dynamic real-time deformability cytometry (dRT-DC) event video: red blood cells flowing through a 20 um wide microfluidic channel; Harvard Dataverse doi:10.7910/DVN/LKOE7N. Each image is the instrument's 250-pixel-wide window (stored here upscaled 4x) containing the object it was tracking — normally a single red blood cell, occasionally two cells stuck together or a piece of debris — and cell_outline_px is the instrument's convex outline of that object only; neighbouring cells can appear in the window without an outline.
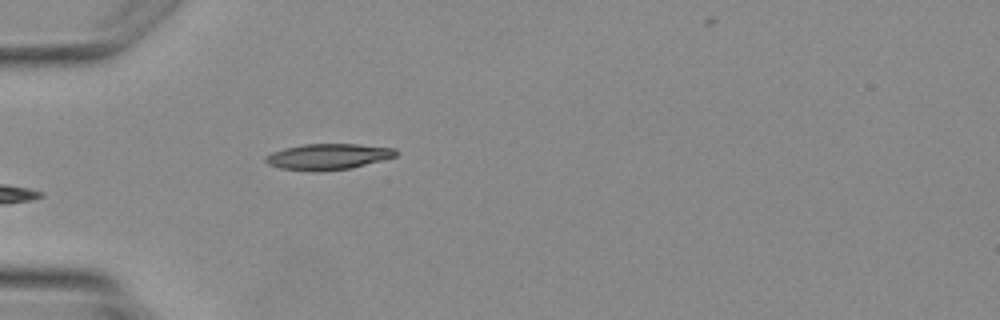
{"species": "Egyptian fruit bat (a non-hibernating species)", "species_latin": "Rousettus aegyptiacus", "temperature_condition": "warm", "stored_images_in_passage": 5, "camera_frame_rate_fps": 3000, "um_per_image_px": 0.085, "animal": {"sex": "female"}, "frame": {"image": 1, "passage_image": 5, "time_ms": 5.667, "image_size_px": [1000, 320], "cell_outline_px": [[396, 156], [384, 160], [348, 168], [280, 168], [268, 164], [264, 160], [264, 156], [272, 152], [284, 148], [304, 144], [360, 144], [396, 148]], "centroid_in_image_um": [27.92, 13.25], "position_along_channel_um": 57.1, "area_um2": 18.73}}